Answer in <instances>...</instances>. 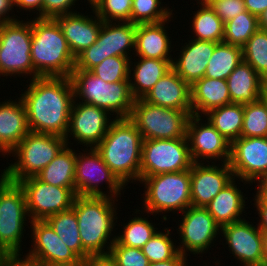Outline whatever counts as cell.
<instances>
[{"mask_svg":"<svg viewBox=\"0 0 267 266\" xmlns=\"http://www.w3.org/2000/svg\"><path fill=\"white\" fill-rule=\"evenodd\" d=\"M198 1V3H203V2H207L208 0H195Z\"/></svg>","mask_w":267,"mask_h":266,"instance_id":"e7e4bbea","label":"cell"},{"mask_svg":"<svg viewBox=\"0 0 267 266\" xmlns=\"http://www.w3.org/2000/svg\"><path fill=\"white\" fill-rule=\"evenodd\" d=\"M262 99L265 101V103L267 104V85L263 91V95H262Z\"/></svg>","mask_w":267,"mask_h":266,"instance_id":"6125c7cd","label":"cell"},{"mask_svg":"<svg viewBox=\"0 0 267 266\" xmlns=\"http://www.w3.org/2000/svg\"><path fill=\"white\" fill-rule=\"evenodd\" d=\"M20 95L30 131L65 137L74 101L70 77H38Z\"/></svg>","mask_w":267,"mask_h":266,"instance_id":"6da1fadb","label":"cell"},{"mask_svg":"<svg viewBox=\"0 0 267 266\" xmlns=\"http://www.w3.org/2000/svg\"><path fill=\"white\" fill-rule=\"evenodd\" d=\"M30 224L33 244L29 253L22 257L24 260L37 266H52L80 260L46 221H31Z\"/></svg>","mask_w":267,"mask_h":266,"instance_id":"d6986e66","label":"cell"},{"mask_svg":"<svg viewBox=\"0 0 267 266\" xmlns=\"http://www.w3.org/2000/svg\"><path fill=\"white\" fill-rule=\"evenodd\" d=\"M241 137H267V104L262 98L244 104Z\"/></svg>","mask_w":267,"mask_h":266,"instance_id":"f35d334b","label":"cell"},{"mask_svg":"<svg viewBox=\"0 0 267 266\" xmlns=\"http://www.w3.org/2000/svg\"><path fill=\"white\" fill-rule=\"evenodd\" d=\"M27 216L24 189L19 183L11 182L0 174V243L13 256L22 255L21 243L26 231L24 228L28 226Z\"/></svg>","mask_w":267,"mask_h":266,"instance_id":"30bf717a","label":"cell"},{"mask_svg":"<svg viewBox=\"0 0 267 266\" xmlns=\"http://www.w3.org/2000/svg\"><path fill=\"white\" fill-rule=\"evenodd\" d=\"M207 3L223 23L246 11L244 0H208Z\"/></svg>","mask_w":267,"mask_h":266,"instance_id":"f6af8a7d","label":"cell"},{"mask_svg":"<svg viewBox=\"0 0 267 266\" xmlns=\"http://www.w3.org/2000/svg\"><path fill=\"white\" fill-rule=\"evenodd\" d=\"M133 0H95L92 10L104 22H130Z\"/></svg>","mask_w":267,"mask_h":266,"instance_id":"b9f144b4","label":"cell"},{"mask_svg":"<svg viewBox=\"0 0 267 266\" xmlns=\"http://www.w3.org/2000/svg\"><path fill=\"white\" fill-rule=\"evenodd\" d=\"M187 260V256L179 252L173 259L162 262H150L148 266H188Z\"/></svg>","mask_w":267,"mask_h":266,"instance_id":"f5cc1de1","label":"cell"},{"mask_svg":"<svg viewBox=\"0 0 267 266\" xmlns=\"http://www.w3.org/2000/svg\"><path fill=\"white\" fill-rule=\"evenodd\" d=\"M259 29L267 31V9L258 17Z\"/></svg>","mask_w":267,"mask_h":266,"instance_id":"9f6ffc18","label":"cell"},{"mask_svg":"<svg viewBox=\"0 0 267 266\" xmlns=\"http://www.w3.org/2000/svg\"><path fill=\"white\" fill-rule=\"evenodd\" d=\"M188 42L181 47L178 58H173L171 67L191 86L195 81L204 77L208 60L218 43L194 39Z\"/></svg>","mask_w":267,"mask_h":266,"instance_id":"603a6c76","label":"cell"},{"mask_svg":"<svg viewBox=\"0 0 267 266\" xmlns=\"http://www.w3.org/2000/svg\"><path fill=\"white\" fill-rule=\"evenodd\" d=\"M257 194L263 201L267 202V185H257Z\"/></svg>","mask_w":267,"mask_h":266,"instance_id":"6f0895ef","label":"cell"},{"mask_svg":"<svg viewBox=\"0 0 267 266\" xmlns=\"http://www.w3.org/2000/svg\"><path fill=\"white\" fill-rule=\"evenodd\" d=\"M164 233L157 231L150 240L141 248L149 262H162L173 259L178 253V247L169 237L170 229L165 228Z\"/></svg>","mask_w":267,"mask_h":266,"instance_id":"60d3db41","label":"cell"},{"mask_svg":"<svg viewBox=\"0 0 267 266\" xmlns=\"http://www.w3.org/2000/svg\"><path fill=\"white\" fill-rule=\"evenodd\" d=\"M190 91V85L171 68L157 81L143 100L165 108L192 110Z\"/></svg>","mask_w":267,"mask_h":266,"instance_id":"d4e9b609","label":"cell"},{"mask_svg":"<svg viewBox=\"0 0 267 266\" xmlns=\"http://www.w3.org/2000/svg\"><path fill=\"white\" fill-rule=\"evenodd\" d=\"M52 266H85V259H80L79 261L73 263L56 264Z\"/></svg>","mask_w":267,"mask_h":266,"instance_id":"91938a15","label":"cell"},{"mask_svg":"<svg viewBox=\"0 0 267 266\" xmlns=\"http://www.w3.org/2000/svg\"><path fill=\"white\" fill-rule=\"evenodd\" d=\"M235 182L234 178L205 206L220 227L242 220L240 216L245 211L247 197L244 198Z\"/></svg>","mask_w":267,"mask_h":266,"instance_id":"f546056e","label":"cell"},{"mask_svg":"<svg viewBox=\"0 0 267 266\" xmlns=\"http://www.w3.org/2000/svg\"><path fill=\"white\" fill-rule=\"evenodd\" d=\"M192 115L200 116L208 111L231 104L227 80L203 77L191 86Z\"/></svg>","mask_w":267,"mask_h":266,"instance_id":"83f0119b","label":"cell"},{"mask_svg":"<svg viewBox=\"0 0 267 266\" xmlns=\"http://www.w3.org/2000/svg\"><path fill=\"white\" fill-rule=\"evenodd\" d=\"M226 80L231 103L236 104L257 102L262 98L263 91L267 85V82L254 68L243 60Z\"/></svg>","mask_w":267,"mask_h":266,"instance_id":"4316f807","label":"cell"},{"mask_svg":"<svg viewBox=\"0 0 267 266\" xmlns=\"http://www.w3.org/2000/svg\"><path fill=\"white\" fill-rule=\"evenodd\" d=\"M26 196L29 222L45 221L48 217L73 206L75 188L53 186L36 176L18 182Z\"/></svg>","mask_w":267,"mask_h":266,"instance_id":"5bb4252c","label":"cell"},{"mask_svg":"<svg viewBox=\"0 0 267 266\" xmlns=\"http://www.w3.org/2000/svg\"><path fill=\"white\" fill-rule=\"evenodd\" d=\"M257 182L258 185H267V172Z\"/></svg>","mask_w":267,"mask_h":266,"instance_id":"94428289","label":"cell"},{"mask_svg":"<svg viewBox=\"0 0 267 266\" xmlns=\"http://www.w3.org/2000/svg\"><path fill=\"white\" fill-rule=\"evenodd\" d=\"M161 4V0H133L130 22L134 24L160 23L172 18L173 10Z\"/></svg>","mask_w":267,"mask_h":266,"instance_id":"ab89813d","label":"cell"},{"mask_svg":"<svg viewBox=\"0 0 267 266\" xmlns=\"http://www.w3.org/2000/svg\"><path fill=\"white\" fill-rule=\"evenodd\" d=\"M85 266H117V264L109 254L89 255L85 258Z\"/></svg>","mask_w":267,"mask_h":266,"instance_id":"681fc988","label":"cell"},{"mask_svg":"<svg viewBox=\"0 0 267 266\" xmlns=\"http://www.w3.org/2000/svg\"><path fill=\"white\" fill-rule=\"evenodd\" d=\"M66 145L65 137L30 131L9 153L17 161L3 169L1 175L15 183L37 176Z\"/></svg>","mask_w":267,"mask_h":266,"instance_id":"8992f818","label":"cell"},{"mask_svg":"<svg viewBox=\"0 0 267 266\" xmlns=\"http://www.w3.org/2000/svg\"><path fill=\"white\" fill-rule=\"evenodd\" d=\"M78 0H43V18H56L60 15L74 13L72 6ZM72 8V9H71Z\"/></svg>","mask_w":267,"mask_h":266,"instance_id":"bcb514c9","label":"cell"},{"mask_svg":"<svg viewBox=\"0 0 267 266\" xmlns=\"http://www.w3.org/2000/svg\"><path fill=\"white\" fill-rule=\"evenodd\" d=\"M206 119L229 142L241 137L244 104L231 103L208 111Z\"/></svg>","mask_w":267,"mask_h":266,"instance_id":"1f68e13d","label":"cell"},{"mask_svg":"<svg viewBox=\"0 0 267 266\" xmlns=\"http://www.w3.org/2000/svg\"><path fill=\"white\" fill-rule=\"evenodd\" d=\"M0 102V152L5 157L30 132L22 98Z\"/></svg>","mask_w":267,"mask_h":266,"instance_id":"cb8c5ba5","label":"cell"},{"mask_svg":"<svg viewBox=\"0 0 267 266\" xmlns=\"http://www.w3.org/2000/svg\"><path fill=\"white\" fill-rule=\"evenodd\" d=\"M202 115H190L187 121L186 137L193 163L211 162L217 159L229 163L231 143H229L207 120L201 123ZM210 159V161H208ZM200 160V161H199Z\"/></svg>","mask_w":267,"mask_h":266,"instance_id":"2e32d148","label":"cell"},{"mask_svg":"<svg viewBox=\"0 0 267 266\" xmlns=\"http://www.w3.org/2000/svg\"><path fill=\"white\" fill-rule=\"evenodd\" d=\"M254 205L257 209L258 215L260 217V221L258 224V228L262 233H267V202L263 201L257 194L254 196Z\"/></svg>","mask_w":267,"mask_h":266,"instance_id":"7dc6e473","label":"cell"},{"mask_svg":"<svg viewBox=\"0 0 267 266\" xmlns=\"http://www.w3.org/2000/svg\"><path fill=\"white\" fill-rule=\"evenodd\" d=\"M70 79L74 101L95 105L113 113L116 119L130 117L135 99L129 81L105 82L91 71L79 69H73Z\"/></svg>","mask_w":267,"mask_h":266,"instance_id":"5b68a950","label":"cell"},{"mask_svg":"<svg viewBox=\"0 0 267 266\" xmlns=\"http://www.w3.org/2000/svg\"><path fill=\"white\" fill-rule=\"evenodd\" d=\"M109 255L117 266H148L150 263L141 248L119 245L116 241L112 244Z\"/></svg>","mask_w":267,"mask_h":266,"instance_id":"ee69618b","label":"cell"},{"mask_svg":"<svg viewBox=\"0 0 267 266\" xmlns=\"http://www.w3.org/2000/svg\"><path fill=\"white\" fill-rule=\"evenodd\" d=\"M5 266H37V265L24 260V258H21V256H14Z\"/></svg>","mask_w":267,"mask_h":266,"instance_id":"11a10c76","label":"cell"},{"mask_svg":"<svg viewBox=\"0 0 267 266\" xmlns=\"http://www.w3.org/2000/svg\"><path fill=\"white\" fill-rule=\"evenodd\" d=\"M115 201L118 200L107 196L76 195L74 199L72 207L78 219L80 239L89 255L109 254L116 240V235L112 238L118 219Z\"/></svg>","mask_w":267,"mask_h":266,"instance_id":"3957f363","label":"cell"},{"mask_svg":"<svg viewBox=\"0 0 267 266\" xmlns=\"http://www.w3.org/2000/svg\"><path fill=\"white\" fill-rule=\"evenodd\" d=\"M243 61L267 82V31L258 29L242 47Z\"/></svg>","mask_w":267,"mask_h":266,"instance_id":"74e56055","label":"cell"},{"mask_svg":"<svg viewBox=\"0 0 267 266\" xmlns=\"http://www.w3.org/2000/svg\"><path fill=\"white\" fill-rule=\"evenodd\" d=\"M242 60V47L220 42L208 60L204 77L226 80Z\"/></svg>","mask_w":267,"mask_h":266,"instance_id":"836d02e7","label":"cell"},{"mask_svg":"<svg viewBox=\"0 0 267 266\" xmlns=\"http://www.w3.org/2000/svg\"><path fill=\"white\" fill-rule=\"evenodd\" d=\"M5 23H6V21L0 17V31L2 30Z\"/></svg>","mask_w":267,"mask_h":266,"instance_id":"be15d7a7","label":"cell"},{"mask_svg":"<svg viewBox=\"0 0 267 266\" xmlns=\"http://www.w3.org/2000/svg\"><path fill=\"white\" fill-rule=\"evenodd\" d=\"M15 6L14 0H0V17L3 18L6 22H13L17 19L9 15L10 11H12ZM8 14V15H7Z\"/></svg>","mask_w":267,"mask_h":266,"instance_id":"816d5d0a","label":"cell"},{"mask_svg":"<svg viewBox=\"0 0 267 266\" xmlns=\"http://www.w3.org/2000/svg\"><path fill=\"white\" fill-rule=\"evenodd\" d=\"M31 59L36 78L70 77L76 58L54 18L32 20Z\"/></svg>","mask_w":267,"mask_h":266,"instance_id":"277c9868","label":"cell"},{"mask_svg":"<svg viewBox=\"0 0 267 266\" xmlns=\"http://www.w3.org/2000/svg\"><path fill=\"white\" fill-rule=\"evenodd\" d=\"M88 2L87 3H89V5H91L95 0H87Z\"/></svg>","mask_w":267,"mask_h":266,"instance_id":"03108f58","label":"cell"},{"mask_svg":"<svg viewBox=\"0 0 267 266\" xmlns=\"http://www.w3.org/2000/svg\"><path fill=\"white\" fill-rule=\"evenodd\" d=\"M92 12L95 16L88 17L76 11L55 18L75 58L96 42L102 27V20L94 10Z\"/></svg>","mask_w":267,"mask_h":266,"instance_id":"7402d4cb","label":"cell"},{"mask_svg":"<svg viewBox=\"0 0 267 266\" xmlns=\"http://www.w3.org/2000/svg\"><path fill=\"white\" fill-rule=\"evenodd\" d=\"M111 115L108 111L95 105L73 101L69 129L65 136L67 145L70 144L68 137L71 138L72 136L74 140L86 145L87 148H95L104 138L113 122L109 119Z\"/></svg>","mask_w":267,"mask_h":266,"instance_id":"e0dca14e","label":"cell"},{"mask_svg":"<svg viewBox=\"0 0 267 266\" xmlns=\"http://www.w3.org/2000/svg\"><path fill=\"white\" fill-rule=\"evenodd\" d=\"M262 237H263V253H264L263 266H267V233H262Z\"/></svg>","mask_w":267,"mask_h":266,"instance_id":"680465c9","label":"cell"},{"mask_svg":"<svg viewBox=\"0 0 267 266\" xmlns=\"http://www.w3.org/2000/svg\"><path fill=\"white\" fill-rule=\"evenodd\" d=\"M85 150H83L84 153H77L75 161L76 195L118 198L117 196L121 194L125 185L105 164L95 148H89V150L85 148ZM103 181L108 185V194L100 189L99 184H103Z\"/></svg>","mask_w":267,"mask_h":266,"instance_id":"4fadbf2b","label":"cell"},{"mask_svg":"<svg viewBox=\"0 0 267 266\" xmlns=\"http://www.w3.org/2000/svg\"><path fill=\"white\" fill-rule=\"evenodd\" d=\"M258 29V17L246 10L224 23L223 42L243 47Z\"/></svg>","mask_w":267,"mask_h":266,"instance_id":"d590c367","label":"cell"},{"mask_svg":"<svg viewBox=\"0 0 267 266\" xmlns=\"http://www.w3.org/2000/svg\"><path fill=\"white\" fill-rule=\"evenodd\" d=\"M187 137L142 141L140 178L191 169Z\"/></svg>","mask_w":267,"mask_h":266,"instance_id":"7c38bea8","label":"cell"},{"mask_svg":"<svg viewBox=\"0 0 267 266\" xmlns=\"http://www.w3.org/2000/svg\"><path fill=\"white\" fill-rule=\"evenodd\" d=\"M139 182L145 184L143 206L147 214L182 213L192 205L190 169L140 178Z\"/></svg>","mask_w":267,"mask_h":266,"instance_id":"52a82bcc","label":"cell"},{"mask_svg":"<svg viewBox=\"0 0 267 266\" xmlns=\"http://www.w3.org/2000/svg\"><path fill=\"white\" fill-rule=\"evenodd\" d=\"M137 60V62H132V60L130 61L128 78L130 90L135 100L143 99L157 81L172 68V60L145 57H138ZM132 71L133 74L131 73Z\"/></svg>","mask_w":267,"mask_h":266,"instance_id":"f1b7e54d","label":"cell"},{"mask_svg":"<svg viewBox=\"0 0 267 266\" xmlns=\"http://www.w3.org/2000/svg\"><path fill=\"white\" fill-rule=\"evenodd\" d=\"M32 20L6 22L0 31V77L31 75L36 78L31 59Z\"/></svg>","mask_w":267,"mask_h":266,"instance_id":"9c48e42d","label":"cell"},{"mask_svg":"<svg viewBox=\"0 0 267 266\" xmlns=\"http://www.w3.org/2000/svg\"><path fill=\"white\" fill-rule=\"evenodd\" d=\"M246 10L259 17L267 9V0H244Z\"/></svg>","mask_w":267,"mask_h":266,"instance_id":"f907efd6","label":"cell"},{"mask_svg":"<svg viewBox=\"0 0 267 266\" xmlns=\"http://www.w3.org/2000/svg\"><path fill=\"white\" fill-rule=\"evenodd\" d=\"M131 59L132 57H109L90 71L105 82L129 81V64Z\"/></svg>","mask_w":267,"mask_h":266,"instance_id":"7bdbcfd3","label":"cell"},{"mask_svg":"<svg viewBox=\"0 0 267 266\" xmlns=\"http://www.w3.org/2000/svg\"><path fill=\"white\" fill-rule=\"evenodd\" d=\"M220 235L242 266H263V237L258 225L256 227L243 218L221 227Z\"/></svg>","mask_w":267,"mask_h":266,"instance_id":"ffe728a7","label":"cell"},{"mask_svg":"<svg viewBox=\"0 0 267 266\" xmlns=\"http://www.w3.org/2000/svg\"><path fill=\"white\" fill-rule=\"evenodd\" d=\"M112 120L109 130L95 149L110 170L126 186L131 180V183L140 180L143 139L129 118Z\"/></svg>","mask_w":267,"mask_h":266,"instance_id":"7a4b0ae2","label":"cell"},{"mask_svg":"<svg viewBox=\"0 0 267 266\" xmlns=\"http://www.w3.org/2000/svg\"><path fill=\"white\" fill-rule=\"evenodd\" d=\"M14 256L0 243V266H5Z\"/></svg>","mask_w":267,"mask_h":266,"instance_id":"db71d44e","label":"cell"},{"mask_svg":"<svg viewBox=\"0 0 267 266\" xmlns=\"http://www.w3.org/2000/svg\"><path fill=\"white\" fill-rule=\"evenodd\" d=\"M193 163L191 176V203L195 207H205L233 179L229 163L220 166L215 163ZM218 166V167H217Z\"/></svg>","mask_w":267,"mask_h":266,"instance_id":"44dd1931","label":"cell"},{"mask_svg":"<svg viewBox=\"0 0 267 266\" xmlns=\"http://www.w3.org/2000/svg\"><path fill=\"white\" fill-rule=\"evenodd\" d=\"M192 110H177L134 101L129 119L141 133L143 140L176 139L186 136V127Z\"/></svg>","mask_w":267,"mask_h":266,"instance_id":"ba28073f","label":"cell"},{"mask_svg":"<svg viewBox=\"0 0 267 266\" xmlns=\"http://www.w3.org/2000/svg\"><path fill=\"white\" fill-rule=\"evenodd\" d=\"M229 164L236 180L241 179L245 185L258 181L267 172V137L235 140L231 144Z\"/></svg>","mask_w":267,"mask_h":266,"instance_id":"ac0fdd59","label":"cell"},{"mask_svg":"<svg viewBox=\"0 0 267 266\" xmlns=\"http://www.w3.org/2000/svg\"><path fill=\"white\" fill-rule=\"evenodd\" d=\"M200 9L195 12L192 20V36L194 40L198 41H212L223 42L224 37V23L220 17L213 11L207 2L198 3Z\"/></svg>","mask_w":267,"mask_h":266,"instance_id":"e575fe53","label":"cell"},{"mask_svg":"<svg viewBox=\"0 0 267 266\" xmlns=\"http://www.w3.org/2000/svg\"><path fill=\"white\" fill-rule=\"evenodd\" d=\"M136 25L131 22L102 21L96 42L76 57L74 69L90 71L104 59L113 56L130 58L131 51L135 50Z\"/></svg>","mask_w":267,"mask_h":266,"instance_id":"8fae6325","label":"cell"},{"mask_svg":"<svg viewBox=\"0 0 267 266\" xmlns=\"http://www.w3.org/2000/svg\"><path fill=\"white\" fill-rule=\"evenodd\" d=\"M66 145L36 177L58 187L75 188V161L77 153Z\"/></svg>","mask_w":267,"mask_h":266,"instance_id":"4dcf8cb0","label":"cell"},{"mask_svg":"<svg viewBox=\"0 0 267 266\" xmlns=\"http://www.w3.org/2000/svg\"><path fill=\"white\" fill-rule=\"evenodd\" d=\"M182 214L183 218L178 226L179 232L177 231L181 238V244L177 246L179 252L184 256H188L189 251L194 255L205 253L218 238L221 227L205 207L191 205Z\"/></svg>","mask_w":267,"mask_h":266,"instance_id":"9a60e30c","label":"cell"},{"mask_svg":"<svg viewBox=\"0 0 267 266\" xmlns=\"http://www.w3.org/2000/svg\"><path fill=\"white\" fill-rule=\"evenodd\" d=\"M167 21L171 20L136 25L134 50L136 57L173 60L170 54L172 51L171 37L168 36L167 26H165L168 24Z\"/></svg>","mask_w":267,"mask_h":266,"instance_id":"484cf974","label":"cell"},{"mask_svg":"<svg viewBox=\"0 0 267 266\" xmlns=\"http://www.w3.org/2000/svg\"><path fill=\"white\" fill-rule=\"evenodd\" d=\"M45 221L80 259H85L89 256L82 246L78 219L73 207L52 215Z\"/></svg>","mask_w":267,"mask_h":266,"instance_id":"d6a6232c","label":"cell"},{"mask_svg":"<svg viewBox=\"0 0 267 266\" xmlns=\"http://www.w3.org/2000/svg\"><path fill=\"white\" fill-rule=\"evenodd\" d=\"M15 1V7H18V9H23L26 11H35L37 17L43 18V0H14ZM35 9V10H34Z\"/></svg>","mask_w":267,"mask_h":266,"instance_id":"c3c4849f","label":"cell"},{"mask_svg":"<svg viewBox=\"0 0 267 266\" xmlns=\"http://www.w3.org/2000/svg\"><path fill=\"white\" fill-rule=\"evenodd\" d=\"M147 219L141 217V215L140 217H133L124 225L122 233H118L115 241L119 245L142 248L157 232L156 229H158L154 228L155 225Z\"/></svg>","mask_w":267,"mask_h":266,"instance_id":"8d00e7d4","label":"cell"}]
</instances>
